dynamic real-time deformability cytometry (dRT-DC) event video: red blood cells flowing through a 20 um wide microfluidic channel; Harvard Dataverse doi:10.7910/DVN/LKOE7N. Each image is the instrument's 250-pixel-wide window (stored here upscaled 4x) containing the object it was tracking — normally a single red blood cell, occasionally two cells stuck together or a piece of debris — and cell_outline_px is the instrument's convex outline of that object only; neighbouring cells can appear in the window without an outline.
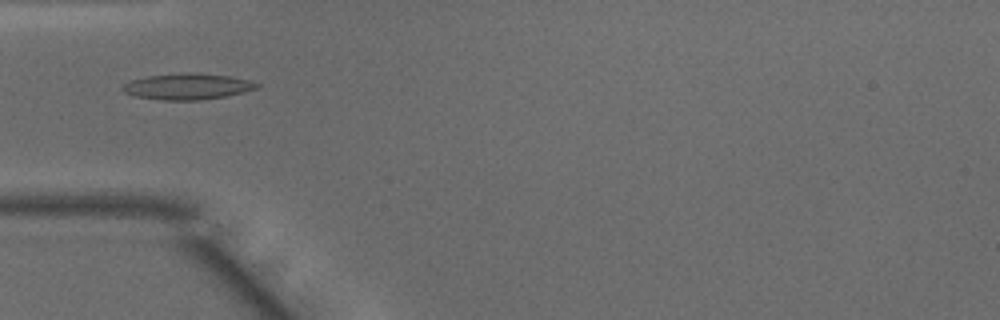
{"species": "common noctule bat (a hibernating species)", "species_latin": "Nyctalus noctula", "temperature_condition": "warm", "stored_images_in_passage": 37, "camera_frame_rate_fps": 3000, "um_per_image_px": 0.085, "animal": {"sex": "male", "body_mass_g": 15.6}, "frame": {"image": 1, "passage_image": 4, "time_ms": 1.0, "image_size_px": [1000, 320], "cell_outline_px": [[260, 88], [244, 92], [224, 96], [200, 100], [160, 100], [136, 96], [124, 92], [120, 88], [124, 84], [132, 80], [148, 76], [184, 72], [188, 72], [232, 76], [248, 80], [260, 84]], "centroid_in_image_um": [15.95, 7.35], "position_along_channel_um": 69.0, "area_um2": 20.4}}
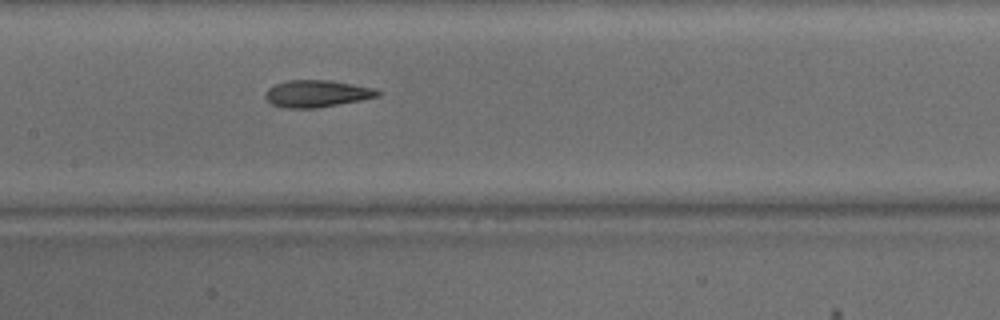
{"frame": {"image": 2, "passage_image": 12, "time_ms": 3.667, "image_size_px": [1000, 320], "cell_outline_px": [[380, 96], [360, 100], [316, 108], [284, 108], [272, 104], [264, 96], [264, 92], [268, 88], [276, 84], [288, 80], [328, 80], [372, 88], [380, 92]], "centroid_in_image_um": [26.87, 7.96], "position_along_channel_um": 180.5, "area_um2": 17.46}}
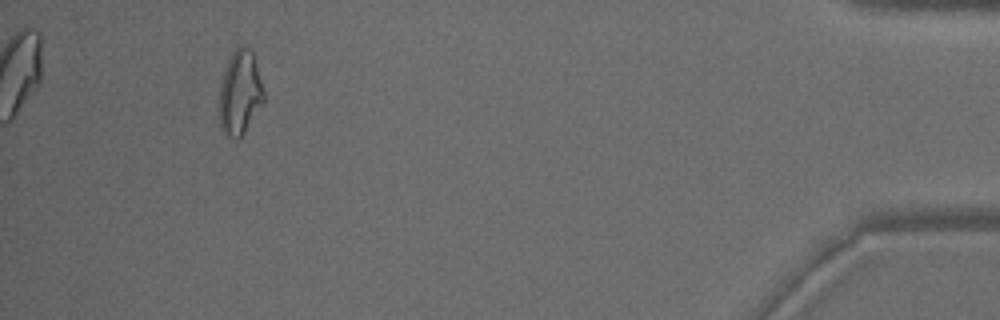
{"frame": {"image": 3, "passage_image": 34, "time_ms": 11.0, "image_size_px": [1000, 320], "cell_outline_px": [[264, 100], [244, 132], [236, 140], [228, 136], [220, 128], [216, 108], [220, 80], [224, 68], [232, 52], [240, 44], [252, 52], [264, 92]], "centroid_in_image_um": [20.31, 7.91], "position_along_channel_um": 414.9, "area_um2": 22.14}, "authors_computed_cell_mechanics": {"area_um2": 18.2648, "velocity_mm_per_s": 4.1396, "shape_relaxation_time_tau1_ms": null, "shape_relaxation_time_tau2_ms": 2.4943, "deformation_change_tau1": null, "deformation_change_tau2": 0.1106}}